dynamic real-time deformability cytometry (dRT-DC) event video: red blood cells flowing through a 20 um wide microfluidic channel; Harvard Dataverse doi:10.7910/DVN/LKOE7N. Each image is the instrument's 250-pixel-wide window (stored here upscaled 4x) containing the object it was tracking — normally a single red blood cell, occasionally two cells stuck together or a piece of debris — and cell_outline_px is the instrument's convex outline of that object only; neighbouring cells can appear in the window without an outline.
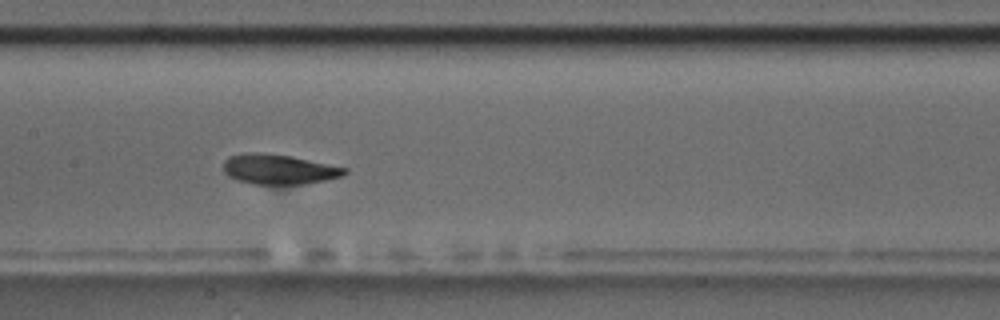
{"species": "common noctule bat (a hibernating species)", "species_latin": "Nyctalus noctula", "temperature_condition": "room temperature", "stored_images_in_passage": 9, "camera_frame_rate_fps": 3000, "um_per_image_px": 0.085, "animal": {"sex": "male", "body_mass_g": 17.5, "forearm_length_mm": 52.3}, "frame": {"image": 1, "passage_image": 8, "time_ms": 8.0, "image_size_px": [1000, 320], "cell_outline_px": [[348, 172], [344, 176], [328, 180], [304, 184], [252, 184], [236, 180], [228, 176], [224, 172], [224, 160], [228, 156], [244, 152], [260, 152], [292, 156], [348, 168]], "centroid_in_image_um": [23.71, 14.38], "position_along_channel_um": 183.7, "area_um2": 21.56}}
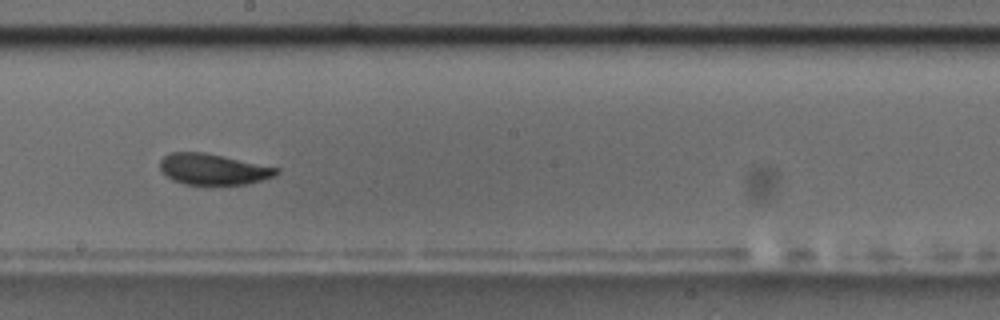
{"frame": {"image": 2, "passage_image": 9, "time_ms": 9.333, "image_size_px": [1000, 320], "cell_outline_px": [[280, 172], [276, 176], [244, 184], [184, 184], [172, 180], [160, 168], [160, 160], [168, 152], [204, 152], [280, 168]], "centroid_in_image_um": [18.12, 14.37], "position_along_channel_um": 230.1, "area_um2": 20.87}}